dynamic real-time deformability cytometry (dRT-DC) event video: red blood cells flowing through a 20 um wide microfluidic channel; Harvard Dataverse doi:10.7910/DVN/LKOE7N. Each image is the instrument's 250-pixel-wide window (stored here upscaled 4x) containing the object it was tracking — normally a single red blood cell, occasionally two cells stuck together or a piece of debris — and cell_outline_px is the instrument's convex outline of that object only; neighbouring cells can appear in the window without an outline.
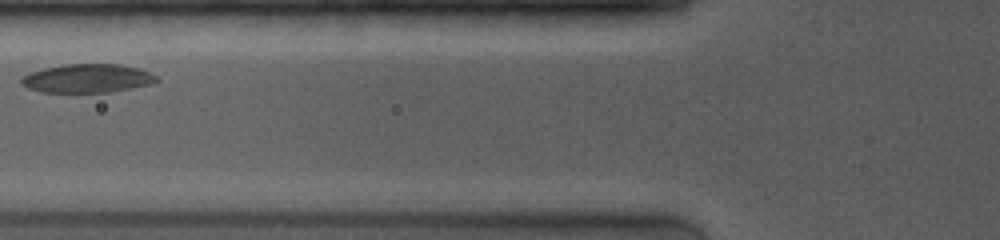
{"species": "common noctule bat (a hibernating species)", "species_latin": "Nyctalus noctula", "temperature_condition": "room temperature", "stored_images_in_passage": 16, "camera_frame_rate_fps": 4000, "um_per_image_px": 0.085, "animal": {"sex": "female", "body_mass_g": 19.0, "forearm_length_mm": 53.3}, "frame": {"image": 1, "passage_image": 5, "time_ms": 2.0, "image_size_px": [1000, 240], "cell_outline_px": [[160, 80], [152, 84], [108, 92], [40, 92], [28, 88], [20, 84], [20, 80], [28, 72], [44, 68], [64, 64], [120, 64], [140, 68], [156, 76]], "centroid_in_image_um": [7.41, 6.65], "position_along_channel_um": 118.4, "area_um2": 22.66}}
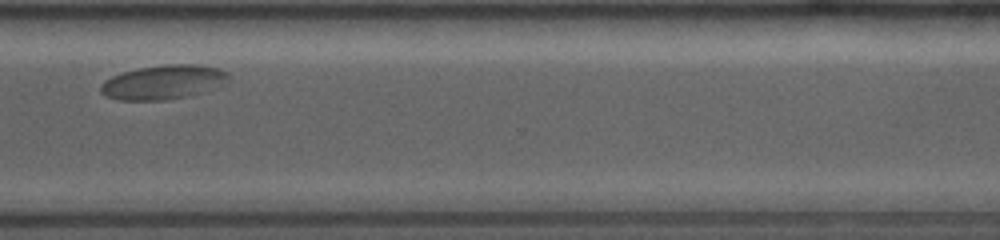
{"frame": {"image": 2, "passage_image": 12, "time_ms": 8.5, "image_size_px": [1000, 240], "cell_outline_px": [[232, 76], [228, 84], [200, 92], [184, 96], [164, 100], [120, 100], [108, 96], [100, 92], [100, 84], [104, 80], [112, 76], [124, 72], [140, 68], [164, 64], [196, 64], [220, 68], [228, 72]], "centroid_in_image_um": [13.94, 6.97], "position_along_channel_um": 356.7, "area_um2": 25.61}}
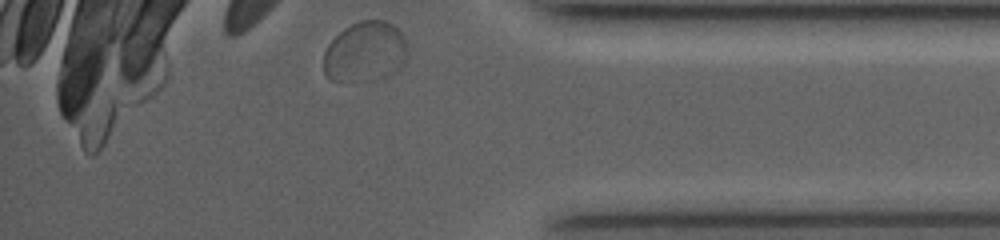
{"frame": {"image": 3, "passage_image": 16, "time_ms": 10.0, "image_size_px": [1000, 240], "cell_outline_px": [[408, 52], [404, 64], [396, 72], [388, 76], [372, 80], [328, 80], [324, 72], [324, 52], [328, 44], [344, 28], [360, 20], [384, 20], [392, 24], [404, 36]], "centroid_in_image_um": [31.06, 4.41], "position_along_channel_um": 404.1, "area_um2": 29.59}, "authors_computed_cell_mechanics": {"area_um2": 24.7673, "velocity_mm_per_s": 3.6693, "shape_relaxation_time_tau1_ms": 2.6146, "shape_relaxation_time_tau2_ms": null, "deformation_change_tau1": 0.0753, "deformation_change_tau2": null}}